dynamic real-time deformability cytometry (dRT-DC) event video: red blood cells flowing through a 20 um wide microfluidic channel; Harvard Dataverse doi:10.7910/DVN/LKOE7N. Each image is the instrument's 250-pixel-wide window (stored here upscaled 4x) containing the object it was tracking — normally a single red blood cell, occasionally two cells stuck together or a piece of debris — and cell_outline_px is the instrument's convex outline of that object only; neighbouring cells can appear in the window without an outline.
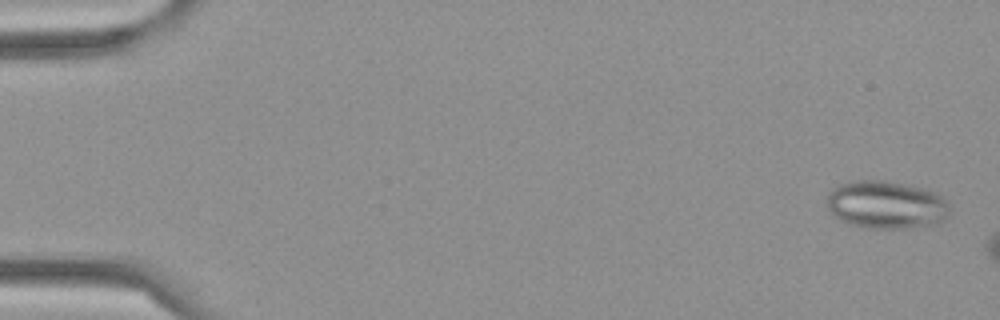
{"species": "Egyptian fruit bat (a non-hibernating species)", "species_latin": "Rousettus aegyptiacus", "temperature_condition": "cold", "stored_images_in_passage": 52, "camera_frame_rate_fps": 3000, "um_per_image_px": 0.085, "frame": {"image": 1, "passage_image": 1, "time_ms": 0.0, "image_size_px": [1000, 320], "cell_outline_px": [[952, 212], [940, 224], [908, 228], [864, 228], [848, 224], [840, 220], [828, 208], [828, 192], [832, 188], [840, 184], [856, 180], [884, 180], [924, 188], [936, 192], [948, 204]], "centroid_in_image_um": [75.36, 17.42], "position_along_channel_um": 9.6, "area_um2": 34.62}}
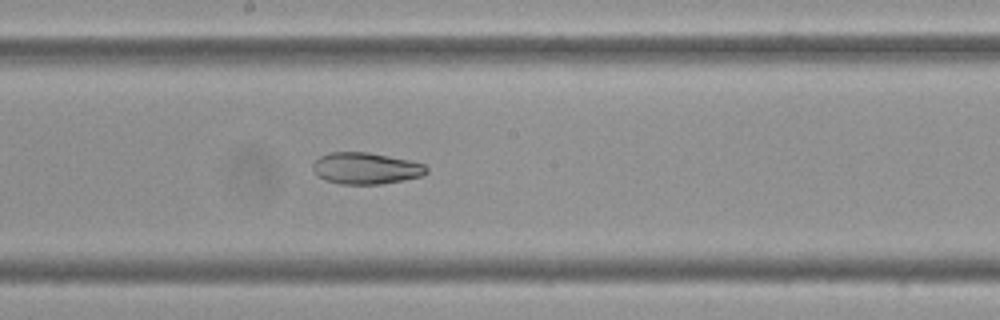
{"frame": {"image": 2, "passage_image": 31, "time_ms": 10.0, "image_size_px": [1000, 320], "cell_outline_px": [[428, 172], [420, 176], [404, 180], [380, 184], [340, 184], [324, 180], [312, 168], [312, 164], [320, 156], [328, 152], [368, 152], [408, 160], [424, 164], [428, 168]], "centroid_in_image_um": [31.09, 14.3], "position_along_channel_um": 217.1, "area_um2": 20.81}}
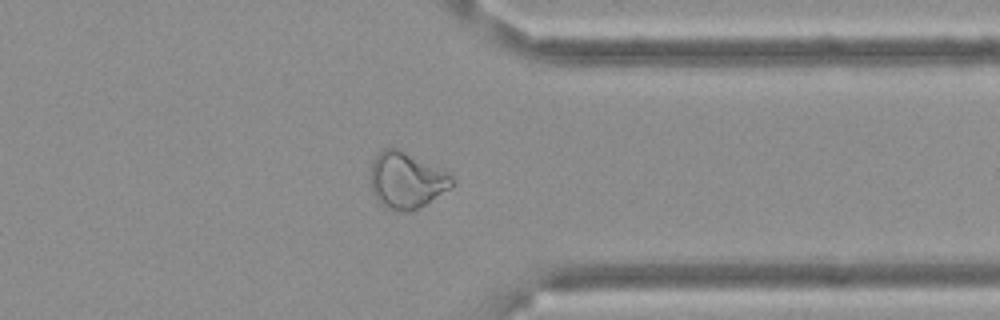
{"frame": {"image": 3, "passage_image": 45, "time_ms": 14.667, "image_size_px": [1000, 320], "cell_outline_px": [[456, 184], [420, 208], [408, 212], [392, 212], [384, 208], [376, 200], [372, 192], [372, 160], [384, 148], [400, 148], [448, 172], [452, 176]], "centroid_in_image_um": [34.56, 15.35], "position_along_channel_um": 376.8, "area_um2": 27.11}}